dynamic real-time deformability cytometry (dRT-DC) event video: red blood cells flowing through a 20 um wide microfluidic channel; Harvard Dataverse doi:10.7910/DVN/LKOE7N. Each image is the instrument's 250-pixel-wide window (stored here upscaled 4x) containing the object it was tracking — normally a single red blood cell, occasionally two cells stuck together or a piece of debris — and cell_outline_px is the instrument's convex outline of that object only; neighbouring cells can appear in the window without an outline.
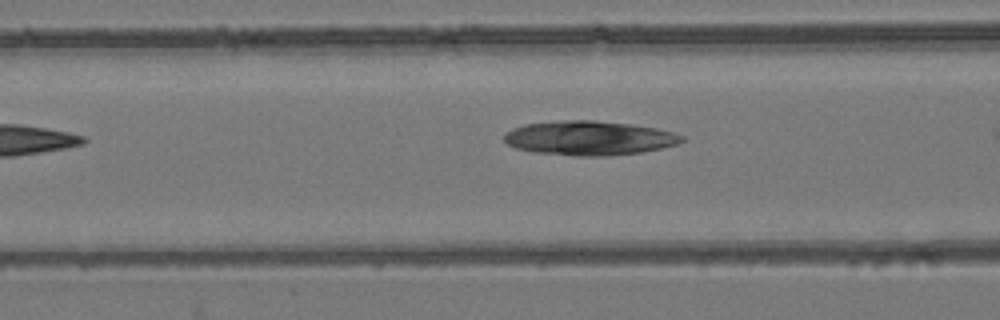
{"species": "common noctule bat (a hibernating species)", "species_latin": "Nyctalus noctula", "temperature_condition": "room temperature", "stored_images_in_passage": 4, "camera_frame_rate_fps": 3000, "um_per_image_px": 0.085, "animal": {"sex": "female", "body_mass_g": 24.6, "forearm_length_mm": 56.2}, "frame": {"image": 1, "passage_image": 3, "time_ms": 0.667, "image_size_px": [1000, 320], "cell_outline_px": [[684, 140], [676, 144], [660, 148], [640, 152], [608, 156], [580, 156], [536, 152], [516, 148], [508, 144], [504, 140], [504, 132], [512, 128], [524, 124], [564, 120], [592, 120], [632, 124], [656, 128], [672, 132], [684, 136]], "centroid_in_image_um": [50.06, 11.73], "position_along_channel_um": 116.5, "area_um2": 35.37}}